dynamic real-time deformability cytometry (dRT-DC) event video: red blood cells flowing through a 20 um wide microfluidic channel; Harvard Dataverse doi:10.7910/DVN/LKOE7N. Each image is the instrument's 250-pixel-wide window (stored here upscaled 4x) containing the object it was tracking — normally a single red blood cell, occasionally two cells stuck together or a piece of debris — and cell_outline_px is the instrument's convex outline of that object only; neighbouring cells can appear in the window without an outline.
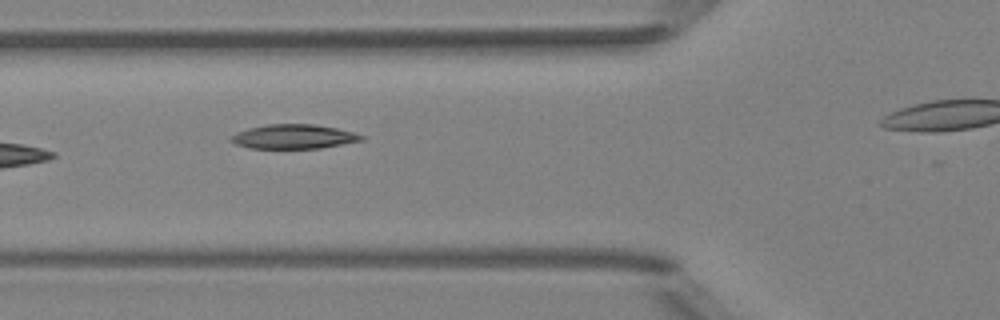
{"species": "Egyptian fruit bat (a non-hibernating species)", "species_latin": "Rousettus aegyptiacus", "temperature_condition": "room temperature", "stored_images_in_passage": 4, "segment_of_instrument_passage": [1, 2], "camera_frame_rate_fps": 3000, "um_per_image_px": 0.085, "animal": {"sex": "female"}, "frame": {"image": 1, "passage_image": 2, "time_ms": 0.333, "image_size_px": [1000, 320], "cell_outline_px": [[364, 140], [320, 148], [248, 148], [236, 144], [228, 140], [228, 136], [236, 132], [248, 128], [268, 124], [312, 124], [336, 128], [352, 132], [364, 136]], "centroid_in_image_um": [24.9, 11.61], "position_along_channel_um": 100.9, "area_um2": 18.5}}
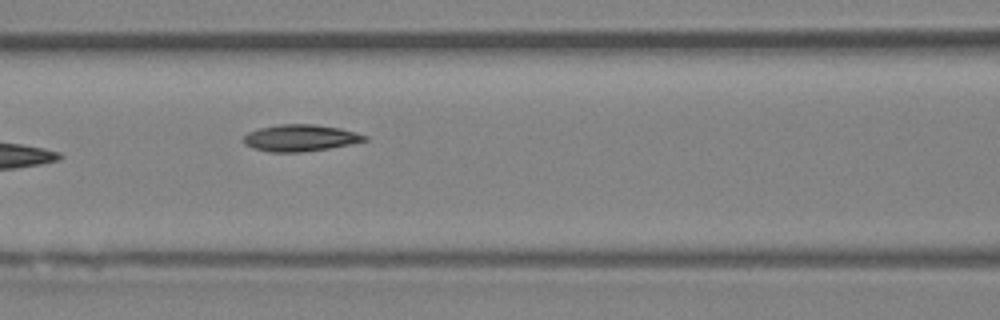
{"frame": {"image": 2, "passage_image": 3, "time_ms": 0.667, "image_size_px": [1000, 320], "cell_outline_px": [[368, 140], [352, 144], [328, 148], [300, 152], [272, 152], [252, 148], [244, 144], [240, 140], [248, 132], [260, 128], [276, 124], [316, 124], [340, 128], [356, 132], [368, 136]], "centroid_in_image_um": [25.51, 11.72], "position_along_channel_um": 141.1, "area_um2": 19.02}}